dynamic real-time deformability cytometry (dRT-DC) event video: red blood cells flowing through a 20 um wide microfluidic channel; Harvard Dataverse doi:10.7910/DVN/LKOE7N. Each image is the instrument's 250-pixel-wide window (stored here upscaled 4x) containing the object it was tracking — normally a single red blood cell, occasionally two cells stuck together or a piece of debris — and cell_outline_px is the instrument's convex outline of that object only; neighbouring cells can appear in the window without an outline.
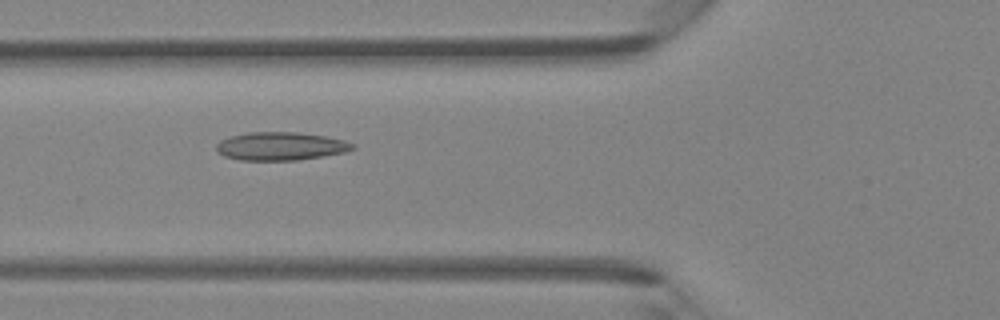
{"species": "Egyptian fruit bat (a non-hibernating species)", "species_latin": "Rousettus aegyptiacus", "temperature_condition": "room temperature", "stored_images_in_passage": 45, "camera_frame_rate_fps": 3000, "um_per_image_px": 0.085, "animal": {"sex": "female"}, "frame": {"image": 1, "passage_image": 17, "time_ms": 5.333, "image_size_px": [1000, 320], "cell_outline_px": [[356, 148], [344, 152], [324, 156], [296, 160], [240, 160], [224, 156], [216, 152], [216, 144], [220, 140], [232, 136], [248, 132], [296, 132], [324, 136], [344, 140], [356, 144]], "centroid_in_image_um": [23.85, 12.43], "position_along_channel_um": 102.0, "area_um2": 22.43}}
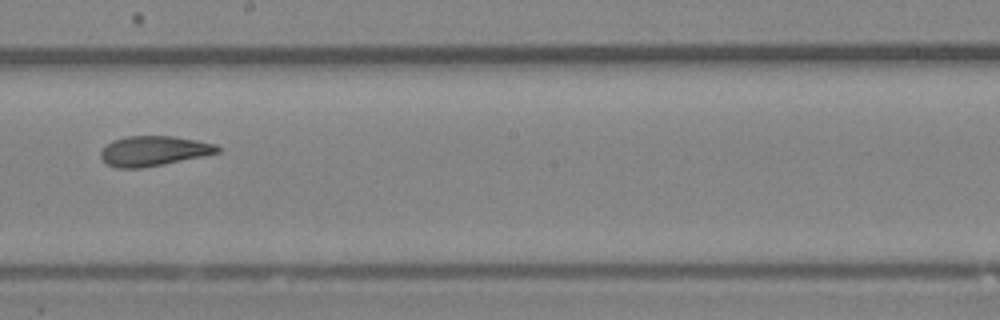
{"frame": {"image": 2, "passage_image": 26, "time_ms": 8.333, "image_size_px": [1000, 320], "cell_outline_px": [[220, 152], [204, 156], [140, 168], [116, 168], [108, 164], [100, 156], [100, 152], [112, 140], [128, 136], [172, 136], [196, 140], [216, 144], [220, 148]], "centroid_in_image_um": [13.07, 12.82], "position_along_channel_um": 235.1, "area_um2": 20.17}}
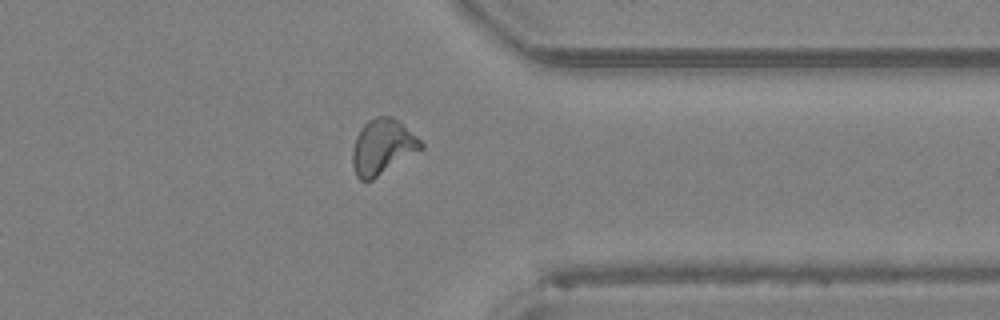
{"frame": {"image": 3, "passage_image": 36, "time_ms": 11.667, "image_size_px": [1000, 320], "cell_outline_px": [[424, 148], [372, 180], [360, 180], [356, 176], [352, 164], [352, 152], [356, 136], [364, 124], [368, 120], [376, 116], [392, 116], [416, 136], [424, 144]], "centroid_in_image_um": [32.5, 12.49], "position_along_channel_um": 378.9, "area_um2": 21.91}}